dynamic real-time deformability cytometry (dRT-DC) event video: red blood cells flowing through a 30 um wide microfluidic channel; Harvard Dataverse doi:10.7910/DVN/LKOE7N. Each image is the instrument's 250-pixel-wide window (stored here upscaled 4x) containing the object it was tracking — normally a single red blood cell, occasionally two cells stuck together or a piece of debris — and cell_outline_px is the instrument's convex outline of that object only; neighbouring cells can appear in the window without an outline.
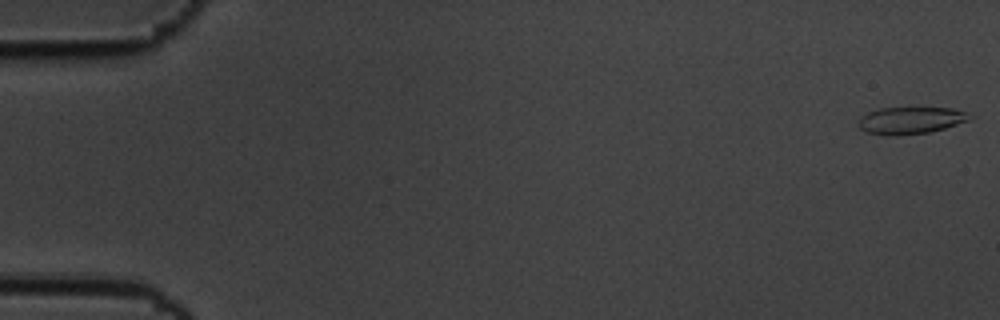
{"species": "common noctule bat (a hibernating species)", "species_latin": "Nyctalus noctula", "temperature_condition": "cold", "stored_images_in_passage": 58, "camera_frame_rate_fps": 3000, "um_per_image_px": 0.085, "animal": {"sex": "male", "body_mass_g": 19.5, "forearm_length_mm": 54.6}, "frame": {"image": 1, "passage_image": 1, "time_ms": 0.0, "image_size_px": [1000, 320], "cell_outline_px": [[972, 116], [968, 120], [944, 128], [928, 132], [900, 136], [884, 136], [868, 132], [860, 128], [856, 124], [868, 112], [880, 108], [952, 108], [964, 112]], "centroid_in_image_um": [77.36, 10.25], "position_along_channel_um": 7.6, "area_um2": 17.34}}
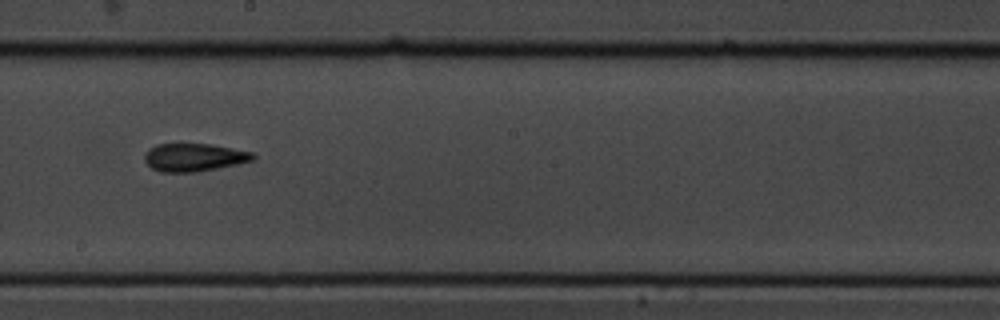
{"frame": {"image": 2, "passage_image": 33, "time_ms": 10.667, "image_size_px": [1000, 320], "cell_outline_px": [[256, 156], [252, 160], [236, 164], [196, 172], [160, 172], [152, 168], [144, 160], [144, 152], [148, 148], [156, 144], [212, 144], [252, 152]], "centroid_in_image_um": [16.44, 13.37], "position_along_channel_um": 231.8, "area_um2": 17.63}}
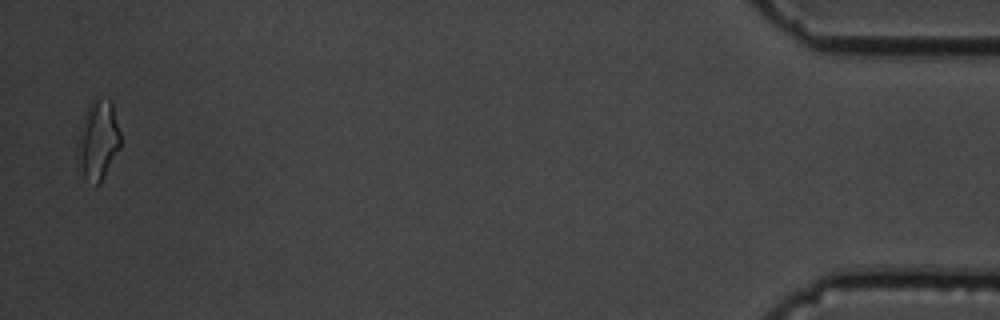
{"frame": {"image": 3, "passage_image": 57, "time_ms": 18.667, "image_size_px": [1000, 320], "cell_outline_px": [[120, 148], [100, 184], [96, 184], [84, 176], [76, 168], [76, 148], [80, 128], [88, 104], [96, 96], [112, 100], [120, 132]], "centroid_in_image_um": [8.31, 11.89], "position_along_channel_um": 426.9, "area_um2": 20.35}, "authors_computed_cell_mechanics": {"area_um2": 17.8313, "velocity_mm_per_s": 3.4953, "shape_relaxation_time_tau1_ms": 6.0545, "shape_relaxation_time_tau2_ms": 2.9417, "deformation_change_tau1": 0.1554, "deformation_change_tau2": 0.1059}}